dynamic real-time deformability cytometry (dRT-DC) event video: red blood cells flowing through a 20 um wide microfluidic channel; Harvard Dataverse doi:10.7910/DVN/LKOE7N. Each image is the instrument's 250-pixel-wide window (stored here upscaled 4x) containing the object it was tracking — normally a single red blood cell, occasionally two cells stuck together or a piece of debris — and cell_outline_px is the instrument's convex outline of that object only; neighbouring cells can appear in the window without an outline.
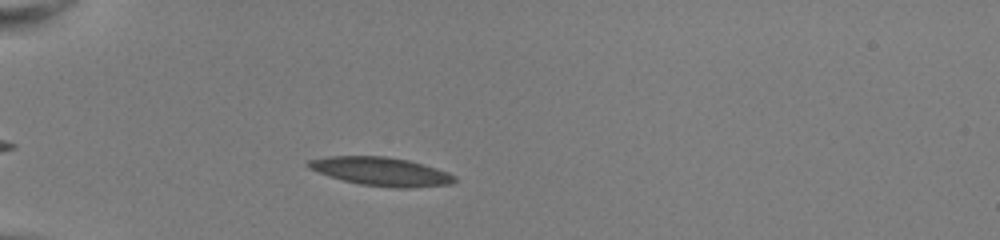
{"species": "common noctule bat (a hibernating species)", "species_latin": "Nyctalus noctula", "temperature_condition": "room temperature", "stored_images_in_passage": 39, "camera_frame_rate_fps": 3000, "um_per_image_px": 0.085, "animal": {"sex": "female", "body_mass_g": 22.0, "forearm_length_mm": 56.7}, "frame": {"image": 1, "passage_image": 3, "time_ms": 0.667, "image_size_px": [1000, 240], "cell_outline_px": [[456, 180], [452, 184], [408, 188], [396, 188], [360, 184], [344, 180], [308, 168], [304, 164], [308, 160], [328, 156], [384, 156], [408, 160], [436, 168], [448, 172], [456, 176]], "centroid_in_image_um": [32.41, 14.57], "position_along_channel_um": 52.6, "area_um2": 24.16}}
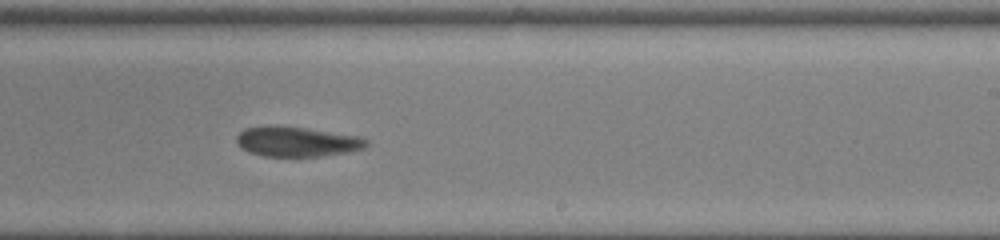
{"frame": {"image": 2, "passage_image": 21, "time_ms": 6.667, "image_size_px": [1000, 240], "cell_outline_px": [[368, 144], [364, 148], [344, 152], [320, 156], [264, 156], [248, 152], [240, 148], [236, 144], [236, 136], [244, 128], [304, 128], [360, 136], [368, 140]], "centroid_in_image_um": [25.24, 12.07], "position_along_channel_um": 263.8, "area_um2": 21.91}}
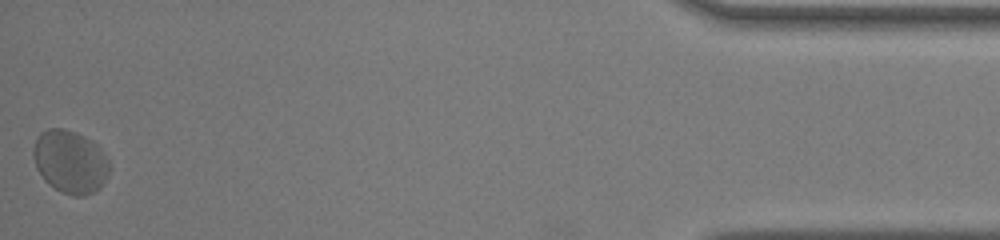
{"frame": {"image": 3, "passage_image": 39, "time_ms": 12.667, "image_size_px": [1000, 240], "cell_outline_px": [[108, 172], [100, 188], [96, 192], [84, 196], [72, 196], [60, 192], [48, 184], [44, 180], [36, 168], [32, 152], [32, 148], [36, 136], [40, 132], [48, 128], [64, 128], [76, 132], [92, 140], [100, 148], [108, 160]], "centroid_in_image_um": [5.92, 13.74], "position_along_channel_um": 429.3, "area_um2": 28.26}, "authors_computed_cell_mechanics": {"area_um2": 23.8714, "velocity_mm_per_s": 3.9384, "shape_relaxation_time_tau1_ms": null, "shape_relaxation_time_tau2_ms": 2.602, "deformation_change_tau1": null, "deformation_change_tau2": 0.0643}}